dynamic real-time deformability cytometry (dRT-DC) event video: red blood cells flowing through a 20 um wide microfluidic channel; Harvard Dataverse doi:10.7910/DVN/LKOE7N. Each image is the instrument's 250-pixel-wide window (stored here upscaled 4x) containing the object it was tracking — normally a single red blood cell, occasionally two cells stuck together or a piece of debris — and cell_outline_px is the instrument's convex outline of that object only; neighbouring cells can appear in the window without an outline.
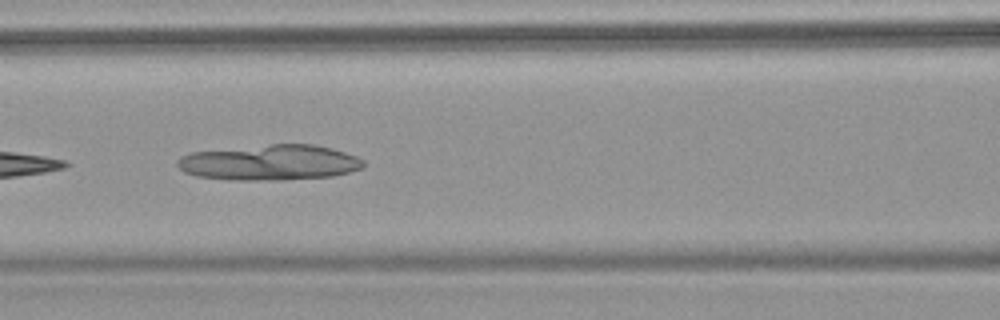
{"species": "common noctule bat (a hibernating species)", "species_latin": "Nyctalus noctula", "temperature_condition": "warm", "stored_images_in_passage": 6, "camera_frame_rate_fps": 3000, "um_per_image_px": 0.085, "animal": {"sex": "female", "body_mass_g": 18.4}, "frame": {"image": 1, "passage_image": 6, "time_ms": 6.0, "image_size_px": [1000, 320], "cell_outline_px": [[364, 164], [360, 168], [348, 172], [332, 176], [276, 180], [236, 180], [196, 176], [184, 172], [176, 164], [176, 160], [180, 156], [192, 152], [272, 144], [312, 144], [332, 148], [356, 156], [364, 160]], "centroid_in_image_um": [22.91, 13.81], "position_along_channel_um": 143.7, "area_um2": 38.26}}